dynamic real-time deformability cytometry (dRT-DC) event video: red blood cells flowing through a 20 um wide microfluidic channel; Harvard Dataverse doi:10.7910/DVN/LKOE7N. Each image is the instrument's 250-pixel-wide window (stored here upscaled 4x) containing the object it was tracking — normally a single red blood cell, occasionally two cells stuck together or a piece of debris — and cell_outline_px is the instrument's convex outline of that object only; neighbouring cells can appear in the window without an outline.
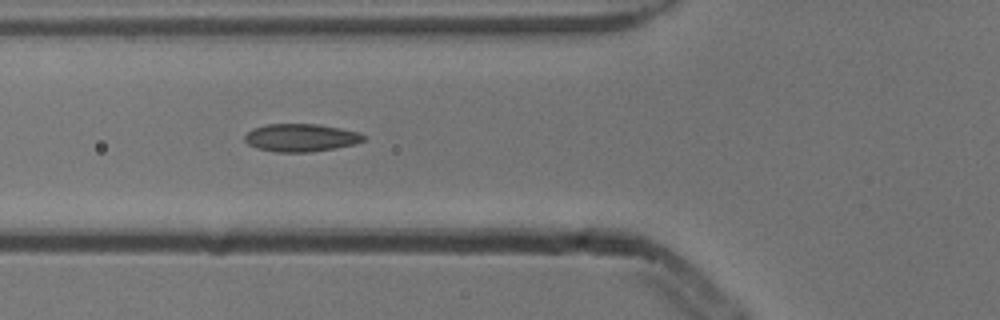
{"species": "common noctule bat (a hibernating species)", "species_latin": "Nyctalus noctula", "temperature_condition": "cold", "stored_images_in_passage": 4, "camera_frame_rate_fps": 3000, "um_per_image_px": 0.085, "animal": {"sex": "male", "body_mass_g": 13.3}, "frame": {"image": 1, "passage_image": 4, "time_ms": 1.0, "image_size_px": [1000, 320], "cell_outline_px": [[364, 140], [356, 144], [336, 148], [312, 152], [276, 152], [256, 148], [248, 144], [244, 140], [244, 136], [252, 128], [268, 124], [316, 124], [340, 128], [360, 132], [364, 136]], "centroid_in_image_um": [25.57, 11.71], "position_along_channel_um": 100.2, "area_um2": 19.36}}